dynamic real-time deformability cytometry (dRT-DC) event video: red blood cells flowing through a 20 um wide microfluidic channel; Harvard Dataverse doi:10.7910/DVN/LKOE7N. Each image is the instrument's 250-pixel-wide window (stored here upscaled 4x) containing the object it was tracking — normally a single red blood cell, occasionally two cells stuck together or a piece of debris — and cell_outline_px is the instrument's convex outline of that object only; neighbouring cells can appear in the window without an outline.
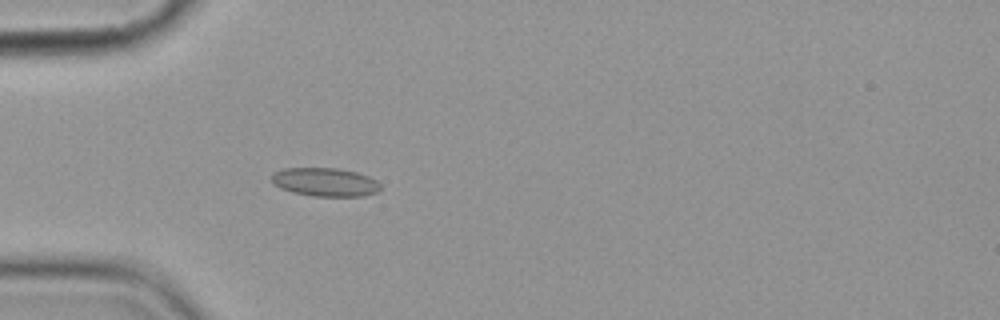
{"species": "common noctule bat (a hibernating species)", "species_latin": "Nyctalus noctula", "temperature_condition": "cold", "stored_images_in_passage": 5, "camera_frame_rate_fps": 3000, "um_per_image_px": 0.085, "animal": {"sex": "female", "body_mass_g": 19.9}, "frame": {"image": 1, "passage_image": 5, "time_ms": 5.667, "image_size_px": [1000, 320], "cell_outline_px": [[380, 192], [364, 196], [312, 196], [292, 192], [280, 188], [272, 184], [272, 172], [284, 168], [340, 168], [356, 172], [368, 176], [376, 180], [380, 184]], "centroid_in_image_um": [27.63, 15.48], "position_along_channel_um": 57.4, "area_um2": 18.32}}